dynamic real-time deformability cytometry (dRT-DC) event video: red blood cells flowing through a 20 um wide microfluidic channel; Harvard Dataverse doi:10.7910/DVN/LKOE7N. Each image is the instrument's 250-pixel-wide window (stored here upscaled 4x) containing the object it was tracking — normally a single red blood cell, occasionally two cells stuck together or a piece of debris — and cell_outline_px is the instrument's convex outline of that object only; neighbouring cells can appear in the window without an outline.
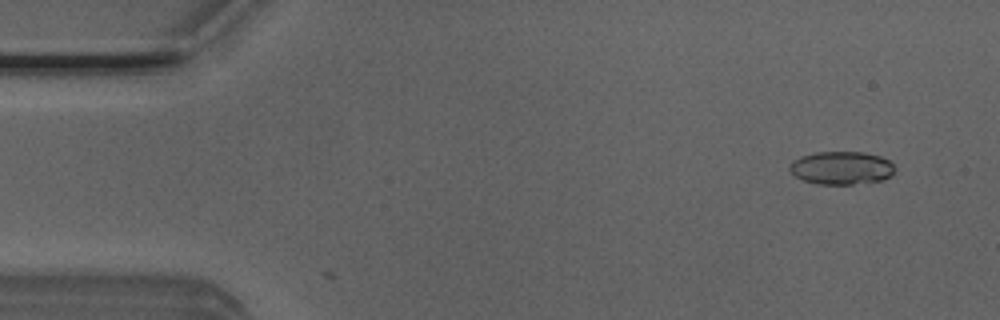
{"species": "Egyptian fruit bat (a non-hibernating species)", "species_latin": "Rousettus aegyptiacus", "temperature_condition": "room temperature", "stored_images_in_passage": 4, "camera_frame_rate_fps": 3000, "um_per_image_px": 0.085, "animal": {"sex": "male"}, "frame": {"image": 1, "passage_image": 4, "time_ms": 1.0, "image_size_px": [1000, 320], "cell_outline_px": [[892, 172], [888, 176], [880, 180], [852, 184], [816, 184], [804, 180], [788, 172], [788, 164], [792, 160], [800, 156], [816, 152], [864, 152], [880, 156], [888, 160], [892, 164]], "centroid_in_image_um": [71.42, 14.26], "position_along_channel_um": 13.6, "area_um2": 20.17}}